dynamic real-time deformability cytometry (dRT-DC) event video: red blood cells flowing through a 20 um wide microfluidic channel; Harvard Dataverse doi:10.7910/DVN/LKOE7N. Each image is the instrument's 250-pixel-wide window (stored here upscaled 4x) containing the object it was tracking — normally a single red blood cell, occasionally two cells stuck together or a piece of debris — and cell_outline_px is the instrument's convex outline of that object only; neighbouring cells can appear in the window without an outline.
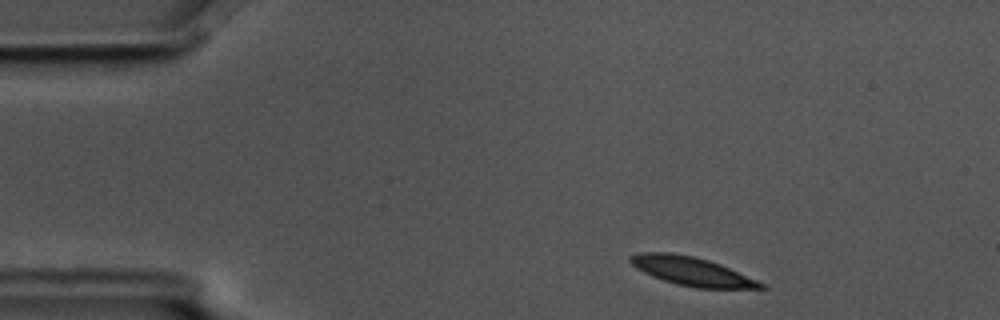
{"species": "common noctule bat (a hibernating species)", "species_latin": "Nyctalus noctula", "temperature_condition": "cold", "stored_images_in_passage": 3, "camera_frame_rate_fps": 3000, "um_per_image_px": 0.085, "animal": {"sex": "male", "body_mass_g": 17.5, "forearm_length_mm": 52.3}, "frame": {"image": 1, "passage_image": 1, "time_ms": 0.0, "image_size_px": [1000, 320], "cell_outline_px": [[768, 288], [696, 288], [676, 284], [652, 276], [636, 268], [628, 260], [628, 256], [640, 252], [668, 252], [692, 256], [708, 260], [720, 264], [756, 280], [764, 284]], "centroid_in_image_um": [58.75, 23.05], "position_along_channel_um": 26.3, "area_um2": 21.5}}